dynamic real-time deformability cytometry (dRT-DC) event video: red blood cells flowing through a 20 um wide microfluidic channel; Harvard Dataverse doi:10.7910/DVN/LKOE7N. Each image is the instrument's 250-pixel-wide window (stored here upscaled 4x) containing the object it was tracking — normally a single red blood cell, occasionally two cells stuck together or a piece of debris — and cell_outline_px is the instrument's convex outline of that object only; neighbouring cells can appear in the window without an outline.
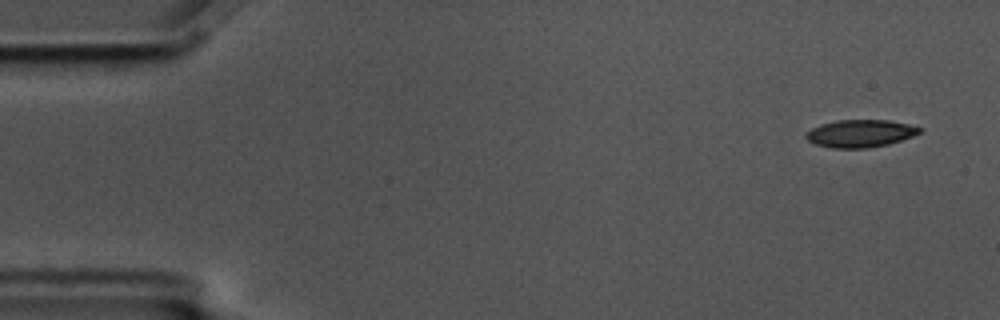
{"species": "common noctule bat (a hibernating species)", "species_latin": "Nyctalus noctula", "temperature_condition": "cold", "stored_images_in_passage": 4, "camera_frame_rate_fps": 3000, "um_per_image_px": 0.085, "animal": {"sex": "male", "body_mass_g": 17.5, "forearm_length_mm": 52.3}, "frame": {"image": 1, "passage_image": 1, "time_ms": 0.0, "image_size_px": [1000, 320], "cell_outline_px": [[920, 132], [912, 136], [888, 144], [864, 148], [832, 148], [816, 144], [808, 140], [804, 136], [812, 128], [820, 124], [836, 120], [888, 120], [908, 124], [920, 128]], "centroid_in_image_um": [73.09, 11.34], "position_along_channel_um": 11.9, "area_um2": 17.98}}
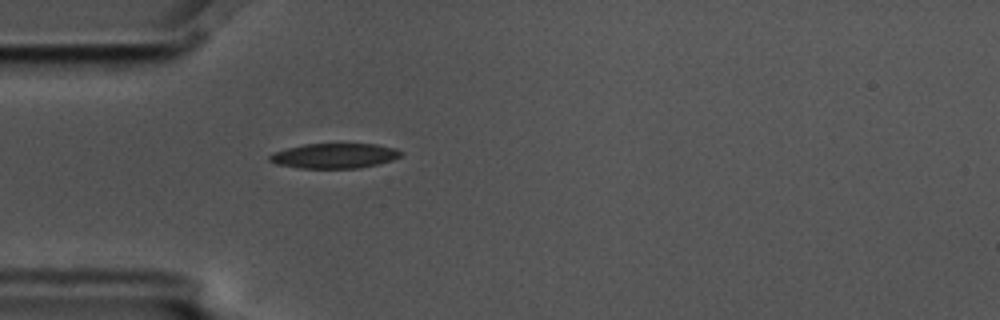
{"frame": {"image": 2, "passage_image": 4, "time_ms": 1.0, "image_size_px": [1000, 320], "cell_outline_px": [[404, 152], [400, 156], [392, 160], [380, 164], [360, 168], [300, 168], [276, 164], [268, 160], [268, 156], [272, 152], [304, 144], [376, 144], [396, 148]], "centroid_in_image_um": [28.44, 13.24], "position_along_channel_um": 56.6, "area_um2": 19.25}}